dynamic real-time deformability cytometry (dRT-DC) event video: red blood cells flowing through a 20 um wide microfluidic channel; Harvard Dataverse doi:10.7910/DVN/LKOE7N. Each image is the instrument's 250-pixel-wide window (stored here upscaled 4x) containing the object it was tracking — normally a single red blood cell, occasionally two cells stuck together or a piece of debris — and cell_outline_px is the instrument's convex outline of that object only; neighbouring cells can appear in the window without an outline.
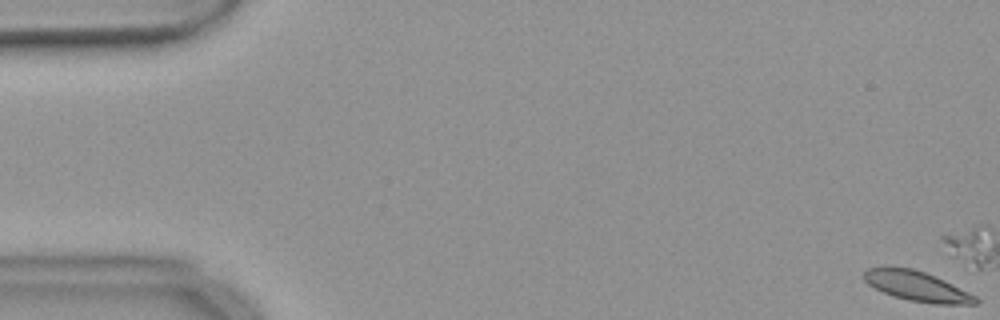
{"species": "common noctule bat (a hibernating species)", "species_latin": "Nyctalus noctula", "temperature_condition": "warm", "stored_images_in_passage": 17, "camera_frame_rate_fps": 3000, "um_per_image_px": 0.085, "animal": {"sex": "female", "body_mass_g": 18.4}, "frame": {"image": 1, "passage_image": 1, "time_ms": 0.0, "image_size_px": [1000, 320], "cell_outline_px": [[980, 304], [932, 304], [908, 300], [892, 296], [868, 284], [864, 280], [864, 272], [868, 268], [888, 264], [912, 268], [924, 272], [944, 280], [976, 296], [980, 300]], "centroid_in_image_um": [77.91, 24.3], "position_along_channel_um": 7.1, "area_um2": 19.83}}
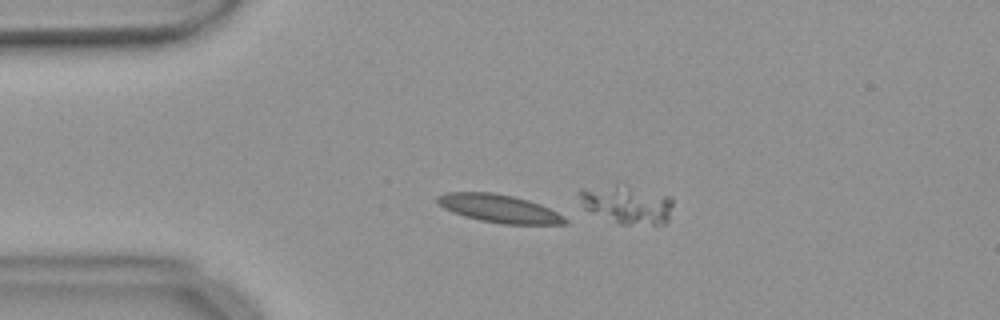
{"frame": {"image": 2, "passage_image": 14, "time_ms": 4.333, "image_size_px": [1000, 320], "cell_outline_px": [[568, 224], [504, 224], [480, 220], [464, 216], [452, 212], [436, 204], [436, 196], [444, 192], [492, 192], [512, 196], [528, 200], [540, 204], [564, 216], [568, 220]], "centroid_in_image_um": [42.39, 17.72], "position_along_channel_um": 42.6, "area_um2": 20.92}}